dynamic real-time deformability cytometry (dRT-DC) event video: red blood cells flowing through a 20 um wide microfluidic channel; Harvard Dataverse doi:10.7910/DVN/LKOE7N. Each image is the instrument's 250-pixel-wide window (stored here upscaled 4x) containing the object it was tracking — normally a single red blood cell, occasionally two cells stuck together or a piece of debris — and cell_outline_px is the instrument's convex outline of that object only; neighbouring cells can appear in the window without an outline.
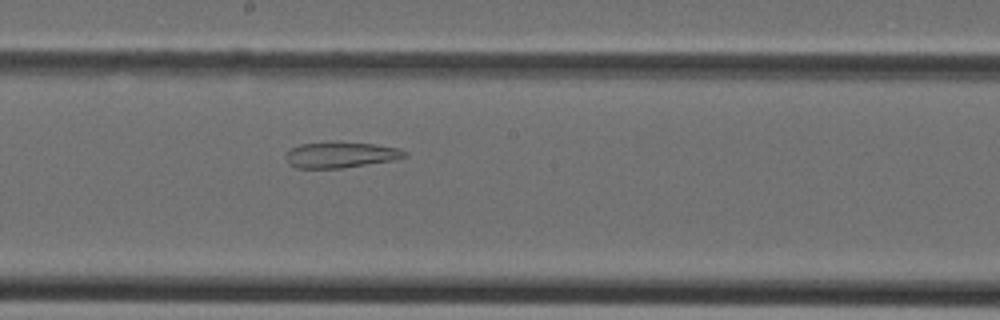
{"species": "Egyptian fruit bat (a non-hibernating species)", "species_latin": "Rousettus aegyptiacus", "temperature_condition": "cold", "stored_images_in_passage": 40, "camera_frame_rate_fps": 3000, "um_per_image_px": 0.085, "animal": {"sex": "female"}, "frame": {"image": 1, "passage_image": 22, "time_ms": 7.0, "image_size_px": [1000, 320], "cell_outline_px": [[408, 156], [396, 160], [340, 168], [296, 168], [288, 164], [284, 156], [292, 148], [300, 144], [340, 140], [372, 144], [400, 148], [408, 152]], "centroid_in_image_um": [28.98, 13.14], "position_along_channel_um": 219.2, "area_um2": 18.38}}
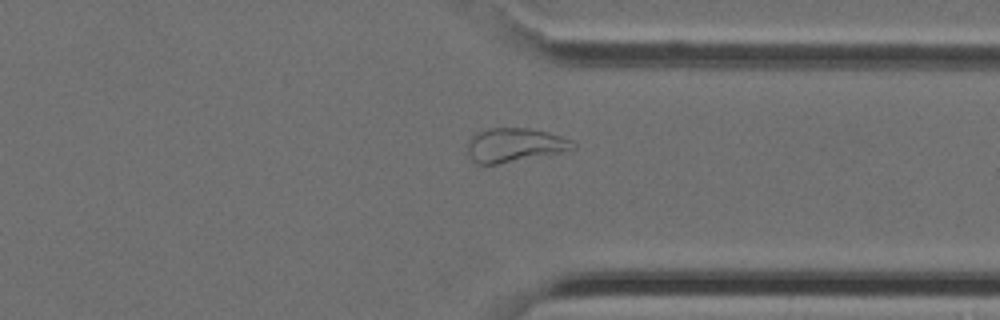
{"frame": {"image": 2, "passage_image": 31, "time_ms": 10.0, "image_size_px": [1000, 320], "cell_outline_px": [[576, 148], [496, 164], [476, 164], [468, 156], [468, 140], [476, 132], [488, 128], [528, 128], [548, 132], [572, 140], [576, 144]], "centroid_in_image_um": [43.68, 12.31], "position_along_channel_um": 367.7, "area_um2": 20.52}}
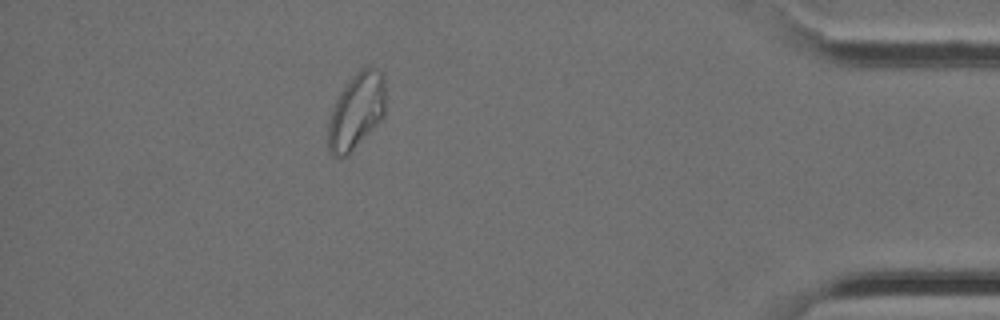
{"frame": {"image": 3, "passage_image": 36, "time_ms": 11.667, "image_size_px": [1000, 320], "cell_outline_px": [[384, 116], [348, 156], [340, 160], [332, 156], [328, 148], [328, 120], [332, 108], [340, 92], [352, 76], [360, 68], [372, 68], [380, 72], [384, 80]], "centroid_in_image_um": [30.24, 9.51], "position_along_channel_um": 405.0, "area_um2": 25.37}}